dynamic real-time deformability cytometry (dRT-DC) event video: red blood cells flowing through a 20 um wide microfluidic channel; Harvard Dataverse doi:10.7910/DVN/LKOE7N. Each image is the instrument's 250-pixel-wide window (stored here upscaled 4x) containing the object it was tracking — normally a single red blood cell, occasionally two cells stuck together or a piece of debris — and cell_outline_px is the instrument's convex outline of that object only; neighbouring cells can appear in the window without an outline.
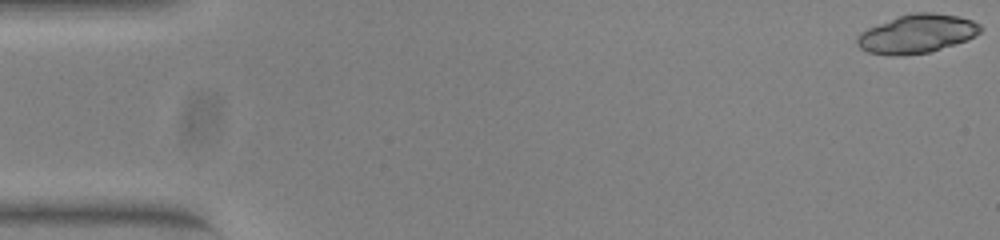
{"species": "common noctule bat (a hibernating species)", "species_latin": "Nyctalus noctula", "temperature_condition": "warm", "stored_images_in_passage": 32, "camera_frame_rate_fps": 3000, "um_per_image_px": 0.085, "animal": {"sex": "female", "body_mass_g": 23.0, "forearm_length_mm": 53.4}, "frame": {"image": 1, "passage_image": 1, "time_ms": 0.0, "image_size_px": [1000, 240], "cell_outline_px": [[980, 32], [964, 40], [928, 52], [900, 56], [888, 56], [868, 52], [860, 48], [856, 44], [856, 40], [860, 32], [868, 28], [900, 16], [916, 12], [932, 12], [956, 16], [972, 20], [980, 24]], "centroid_in_image_um": [77.88, 2.88], "position_along_channel_um": 7.1, "area_um2": 27.28}}
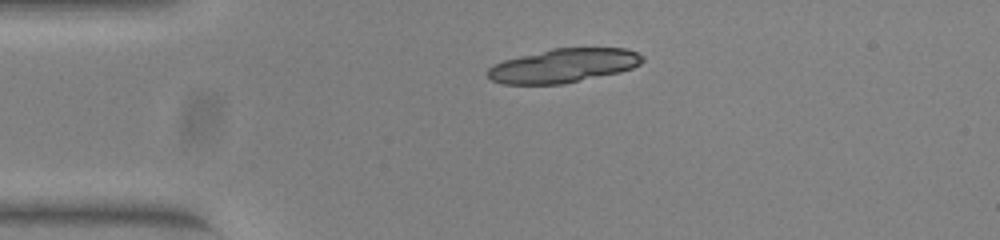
{"frame": {"image": 2, "passage_image": 12, "time_ms": 3.667, "image_size_px": [1000, 240], "cell_outline_px": [[644, 60], [640, 64], [632, 68], [620, 72], [564, 84], [504, 84], [492, 80], [488, 76], [488, 68], [504, 60], [552, 48], [624, 48], [636, 52], [644, 56]], "centroid_in_image_um": [47.93, 5.58], "position_along_channel_um": 37.1, "area_um2": 30.46}}